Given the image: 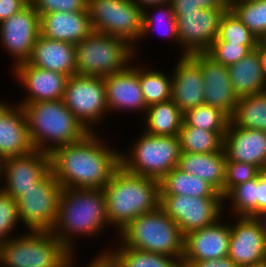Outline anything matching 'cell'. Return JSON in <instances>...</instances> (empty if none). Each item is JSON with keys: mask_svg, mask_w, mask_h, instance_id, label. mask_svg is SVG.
<instances>
[{"mask_svg": "<svg viewBox=\"0 0 266 267\" xmlns=\"http://www.w3.org/2000/svg\"><path fill=\"white\" fill-rule=\"evenodd\" d=\"M98 132L60 146L51 154V170L63 189H100L121 166V151Z\"/></svg>", "mask_w": 266, "mask_h": 267, "instance_id": "6da1fadb", "label": "cell"}, {"mask_svg": "<svg viewBox=\"0 0 266 267\" xmlns=\"http://www.w3.org/2000/svg\"><path fill=\"white\" fill-rule=\"evenodd\" d=\"M107 227L110 226L103 188L63 189L57 218L51 232L71 253H76L78 240L85 237L89 240V237L93 239L94 236L108 233L105 230Z\"/></svg>", "mask_w": 266, "mask_h": 267, "instance_id": "7a4b0ae2", "label": "cell"}, {"mask_svg": "<svg viewBox=\"0 0 266 267\" xmlns=\"http://www.w3.org/2000/svg\"><path fill=\"white\" fill-rule=\"evenodd\" d=\"M110 229L115 236L138 216L156 210L160 181L128 172L120 166L103 188Z\"/></svg>", "mask_w": 266, "mask_h": 267, "instance_id": "3957f363", "label": "cell"}, {"mask_svg": "<svg viewBox=\"0 0 266 267\" xmlns=\"http://www.w3.org/2000/svg\"><path fill=\"white\" fill-rule=\"evenodd\" d=\"M16 104L24 110L35 150L51 154L58 147L80 141L90 133L63 99Z\"/></svg>", "mask_w": 266, "mask_h": 267, "instance_id": "277c9868", "label": "cell"}, {"mask_svg": "<svg viewBox=\"0 0 266 267\" xmlns=\"http://www.w3.org/2000/svg\"><path fill=\"white\" fill-rule=\"evenodd\" d=\"M114 239L128 248L167 255L180 262L184 253L180 228L160 207L135 218Z\"/></svg>", "mask_w": 266, "mask_h": 267, "instance_id": "5b68a950", "label": "cell"}, {"mask_svg": "<svg viewBox=\"0 0 266 267\" xmlns=\"http://www.w3.org/2000/svg\"><path fill=\"white\" fill-rule=\"evenodd\" d=\"M75 56L76 74L95 77L121 72L140 60L128 41L95 31L75 45Z\"/></svg>", "mask_w": 266, "mask_h": 267, "instance_id": "8992f818", "label": "cell"}, {"mask_svg": "<svg viewBox=\"0 0 266 267\" xmlns=\"http://www.w3.org/2000/svg\"><path fill=\"white\" fill-rule=\"evenodd\" d=\"M128 148L126 152L121 150V166L158 181L178 166L181 154L178 135L158 136L143 130Z\"/></svg>", "mask_w": 266, "mask_h": 267, "instance_id": "52a82bcc", "label": "cell"}, {"mask_svg": "<svg viewBox=\"0 0 266 267\" xmlns=\"http://www.w3.org/2000/svg\"><path fill=\"white\" fill-rule=\"evenodd\" d=\"M70 251L49 231H25L0 244L1 267H58Z\"/></svg>", "mask_w": 266, "mask_h": 267, "instance_id": "ba28073f", "label": "cell"}, {"mask_svg": "<svg viewBox=\"0 0 266 267\" xmlns=\"http://www.w3.org/2000/svg\"><path fill=\"white\" fill-rule=\"evenodd\" d=\"M87 10L93 31L128 41L140 57L143 9L134 0H88Z\"/></svg>", "mask_w": 266, "mask_h": 267, "instance_id": "9c48e42d", "label": "cell"}, {"mask_svg": "<svg viewBox=\"0 0 266 267\" xmlns=\"http://www.w3.org/2000/svg\"><path fill=\"white\" fill-rule=\"evenodd\" d=\"M63 188L50 170L17 201L18 217L26 231L51 232L57 218Z\"/></svg>", "mask_w": 266, "mask_h": 267, "instance_id": "30bf717a", "label": "cell"}, {"mask_svg": "<svg viewBox=\"0 0 266 267\" xmlns=\"http://www.w3.org/2000/svg\"><path fill=\"white\" fill-rule=\"evenodd\" d=\"M63 101L89 132H98L109 115L104 77L70 76Z\"/></svg>", "mask_w": 266, "mask_h": 267, "instance_id": "8fae6325", "label": "cell"}, {"mask_svg": "<svg viewBox=\"0 0 266 267\" xmlns=\"http://www.w3.org/2000/svg\"><path fill=\"white\" fill-rule=\"evenodd\" d=\"M159 207L178 225L183 236L213 224L224 215L223 197L160 195Z\"/></svg>", "mask_w": 266, "mask_h": 267, "instance_id": "7c38bea8", "label": "cell"}, {"mask_svg": "<svg viewBox=\"0 0 266 267\" xmlns=\"http://www.w3.org/2000/svg\"><path fill=\"white\" fill-rule=\"evenodd\" d=\"M40 35V16L29 3L0 23V43L12 59V67L27 61Z\"/></svg>", "mask_w": 266, "mask_h": 267, "instance_id": "4fadbf2b", "label": "cell"}, {"mask_svg": "<svg viewBox=\"0 0 266 267\" xmlns=\"http://www.w3.org/2000/svg\"><path fill=\"white\" fill-rule=\"evenodd\" d=\"M227 9H198L176 17L181 56L206 53L218 36L220 21Z\"/></svg>", "mask_w": 266, "mask_h": 267, "instance_id": "5bb4252c", "label": "cell"}, {"mask_svg": "<svg viewBox=\"0 0 266 267\" xmlns=\"http://www.w3.org/2000/svg\"><path fill=\"white\" fill-rule=\"evenodd\" d=\"M232 218V219H230ZM228 256L238 267L266 263V244L260 225L254 217L231 216Z\"/></svg>", "mask_w": 266, "mask_h": 267, "instance_id": "9a60e30c", "label": "cell"}, {"mask_svg": "<svg viewBox=\"0 0 266 267\" xmlns=\"http://www.w3.org/2000/svg\"><path fill=\"white\" fill-rule=\"evenodd\" d=\"M51 170L50 154L33 150L28 154L4 159L1 189L17 200Z\"/></svg>", "mask_w": 266, "mask_h": 267, "instance_id": "2e32d148", "label": "cell"}, {"mask_svg": "<svg viewBox=\"0 0 266 267\" xmlns=\"http://www.w3.org/2000/svg\"><path fill=\"white\" fill-rule=\"evenodd\" d=\"M10 74L17 80L22 90H27L26 96L18 103H33L40 101L61 100L64 97L65 87L68 76L46 69L37 68L27 61L19 63L14 67Z\"/></svg>", "mask_w": 266, "mask_h": 267, "instance_id": "e0dca14e", "label": "cell"}, {"mask_svg": "<svg viewBox=\"0 0 266 267\" xmlns=\"http://www.w3.org/2000/svg\"><path fill=\"white\" fill-rule=\"evenodd\" d=\"M117 73L104 77L109 115L134 112L144 116L147 105L138 79V63ZM134 64V65H133ZM140 113V114H139Z\"/></svg>", "mask_w": 266, "mask_h": 267, "instance_id": "ac0fdd59", "label": "cell"}, {"mask_svg": "<svg viewBox=\"0 0 266 267\" xmlns=\"http://www.w3.org/2000/svg\"><path fill=\"white\" fill-rule=\"evenodd\" d=\"M200 66L204 80V104L220 109L230 119L239 98L232 88L228 67L214 61L206 53L190 55Z\"/></svg>", "mask_w": 266, "mask_h": 267, "instance_id": "d6986e66", "label": "cell"}, {"mask_svg": "<svg viewBox=\"0 0 266 267\" xmlns=\"http://www.w3.org/2000/svg\"><path fill=\"white\" fill-rule=\"evenodd\" d=\"M224 215L213 224L184 236V253L181 261L212 260L228 256L230 221ZM226 221V222H225Z\"/></svg>", "mask_w": 266, "mask_h": 267, "instance_id": "ffe728a7", "label": "cell"}, {"mask_svg": "<svg viewBox=\"0 0 266 267\" xmlns=\"http://www.w3.org/2000/svg\"><path fill=\"white\" fill-rule=\"evenodd\" d=\"M172 72L171 100L184 114L204 104V80L201 66L190 56H180Z\"/></svg>", "mask_w": 266, "mask_h": 267, "instance_id": "44dd1931", "label": "cell"}, {"mask_svg": "<svg viewBox=\"0 0 266 267\" xmlns=\"http://www.w3.org/2000/svg\"><path fill=\"white\" fill-rule=\"evenodd\" d=\"M224 150L230 161L250 163L266 171V131L242 128L230 120Z\"/></svg>", "mask_w": 266, "mask_h": 267, "instance_id": "7402d4cb", "label": "cell"}, {"mask_svg": "<svg viewBox=\"0 0 266 267\" xmlns=\"http://www.w3.org/2000/svg\"><path fill=\"white\" fill-rule=\"evenodd\" d=\"M33 150L23 108L8 103L0 111V158L22 156Z\"/></svg>", "mask_w": 266, "mask_h": 267, "instance_id": "603a6c76", "label": "cell"}, {"mask_svg": "<svg viewBox=\"0 0 266 267\" xmlns=\"http://www.w3.org/2000/svg\"><path fill=\"white\" fill-rule=\"evenodd\" d=\"M93 32L88 11H55L40 16V35L76 45Z\"/></svg>", "mask_w": 266, "mask_h": 267, "instance_id": "cb8c5ba5", "label": "cell"}, {"mask_svg": "<svg viewBox=\"0 0 266 267\" xmlns=\"http://www.w3.org/2000/svg\"><path fill=\"white\" fill-rule=\"evenodd\" d=\"M27 62L70 77L76 74L75 45L39 35Z\"/></svg>", "mask_w": 266, "mask_h": 267, "instance_id": "d4e9b609", "label": "cell"}, {"mask_svg": "<svg viewBox=\"0 0 266 267\" xmlns=\"http://www.w3.org/2000/svg\"><path fill=\"white\" fill-rule=\"evenodd\" d=\"M226 159L225 150L216 153L181 152L177 167L207 181L224 196Z\"/></svg>", "mask_w": 266, "mask_h": 267, "instance_id": "484cf974", "label": "cell"}, {"mask_svg": "<svg viewBox=\"0 0 266 267\" xmlns=\"http://www.w3.org/2000/svg\"><path fill=\"white\" fill-rule=\"evenodd\" d=\"M232 88L238 98L266 91L259 52L255 48L237 63L228 67Z\"/></svg>", "mask_w": 266, "mask_h": 267, "instance_id": "4316f807", "label": "cell"}, {"mask_svg": "<svg viewBox=\"0 0 266 267\" xmlns=\"http://www.w3.org/2000/svg\"><path fill=\"white\" fill-rule=\"evenodd\" d=\"M184 114L170 99L147 107L141 119L143 131L158 136H177L183 123Z\"/></svg>", "mask_w": 266, "mask_h": 267, "instance_id": "83f0119b", "label": "cell"}, {"mask_svg": "<svg viewBox=\"0 0 266 267\" xmlns=\"http://www.w3.org/2000/svg\"><path fill=\"white\" fill-rule=\"evenodd\" d=\"M155 9V10H154ZM152 10V11H150ZM143 21H142V34L140 40L138 42L142 44L141 41L144 38H152L153 34H159L160 37L168 38L166 39L169 42L176 44L179 46L180 56V41L177 34V26H176V17L174 15V11L172 9L171 4L163 3L156 5H149L143 8ZM149 36V37H148ZM178 44V45H177Z\"/></svg>", "mask_w": 266, "mask_h": 267, "instance_id": "f1b7e54d", "label": "cell"}, {"mask_svg": "<svg viewBox=\"0 0 266 267\" xmlns=\"http://www.w3.org/2000/svg\"><path fill=\"white\" fill-rule=\"evenodd\" d=\"M160 195L223 197L207 181L184 172L178 167L172 169L160 180Z\"/></svg>", "mask_w": 266, "mask_h": 267, "instance_id": "f546056e", "label": "cell"}, {"mask_svg": "<svg viewBox=\"0 0 266 267\" xmlns=\"http://www.w3.org/2000/svg\"><path fill=\"white\" fill-rule=\"evenodd\" d=\"M112 243H116V247L108 244L110 248L105 246L98 252H109L118 267H181V262L174 257L128 248L119 240Z\"/></svg>", "mask_w": 266, "mask_h": 267, "instance_id": "4dcf8cb0", "label": "cell"}, {"mask_svg": "<svg viewBox=\"0 0 266 267\" xmlns=\"http://www.w3.org/2000/svg\"><path fill=\"white\" fill-rule=\"evenodd\" d=\"M226 131H208L189 126L184 120L178 137L181 152L185 153H216L224 150Z\"/></svg>", "mask_w": 266, "mask_h": 267, "instance_id": "1f68e13d", "label": "cell"}, {"mask_svg": "<svg viewBox=\"0 0 266 267\" xmlns=\"http://www.w3.org/2000/svg\"><path fill=\"white\" fill-rule=\"evenodd\" d=\"M138 64V79L147 106L171 99L172 75L161 69Z\"/></svg>", "mask_w": 266, "mask_h": 267, "instance_id": "d6a6232c", "label": "cell"}, {"mask_svg": "<svg viewBox=\"0 0 266 267\" xmlns=\"http://www.w3.org/2000/svg\"><path fill=\"white\" fill-rule=\"evenodd\" d=\"M257 193L258 176L232 187L223 196L224 214L230 211V214H227L229 216L254 217L257 214Z\"/></svg>", "mask_w": 266, "mask_h": 267, "instance_id": "836d02e7", "label": "cell"}, {"mask_svg": "<svg viewBox=\"0 0 266 267\" xmlns=\"http://www.w3.org/2000/svg\"><path fill=\"white\" fill-rule=\"evenodd\" d=\"M231 121L242 128L266 131V91L239 98Z\"/></svg>", "mask_w": 266, "mask_h": 267, "instance_id": "e575fe53", "label": "cell"}, {"mask_svg": "<svg viewBox=\"0 0 266 267\" xmlns=\"http://www.w3.org/2000/svg\"><path fill=\"white\" fill-rule=\"evenodd\" d=\"M259 40H266V0L234 2L228 7Z\"/></svg>", "mask_w": 266, "mask_h": 267, "instance_id": "d590c367", "label": "cell"}, {"mask_svg": "<svg viewBox=\"0 0 266 267\" xmlns=\"http://www.w3.org/2000/svg\"><path fill=\"white\" fill-rule=\"evenodd\" d=\"M215 40L243 45L250 51L257 48L259 43V40L229 8L221 18L218 36Z\"/></svg>", "mask_w": 266, "mask_h": 267, "instance_id": "8d00e7d4", "label": "cell"}, {"mask_svg": "<svg viewBox=\"0 0 266 267\" xmlns=\"http://www.w3.org/2000/svg\"><path fill=\"white\" fill-rule=\"evenodd\" d=\"M183 120L208 131H227L231 119L220 109L203 104L184 113Z\"/></svg>", "mask_w": 266, "mask_h": 267, "instance_id": "74e56055", "label": "cell"}, {"mask_svg": "<svg viewBox=\"0 0 266 267\" xmlns=\"http://www.w3.org/2000/svg\"><path fill=\"white\" fill-rule=\"evenodd\" d=\"M19 225L17 201L0 189V242L20 235L21 233H14Z\"/></svg>", "mask_w": 266, "mask_h": 267, "instance_id": "f35d334b", "label": "cell"}, {"mask_svg": "<svg viewBox=\"0 0 266 267\" xmlns=\"http://www.w3.org/2000/svg\"><path fill=\"white\" fill-rule=\"evenodd\" d=\"M249 52L250 50L246 46L214 40L206 54L214 61L229 67L240 61Z\"/></svg>", "mask_w": 266, "mask_h": 267, "instance_id": "ab89813d", "label": "cell"}, {"mask_svg": "<svg viewBox=\"0 0 266 267\" xmlns=\"http://www.w3.org/2000/svg\"><path fill=\"white\" fill-rule=\"evenodd\" d=\"M262 171L250 163L230 161L225 162L224 195L234 186L256 178Z\"/></svg>", "mask_w": 266, "mask_h": 267, "instance_id": "60d3db41", "label": "cell"}, {"mask_svg": "<svg viewBox=\"0 0 266 267\" xmlns=\"http://www.w3.org/2000/svg\"><path fill=\"white\" fill-rule=\"evenodd\" d=\"M39 16L55 11H88V0H30Z\"/></svg>", "mask_w": 266, "mask_h": 267, "instance_id": "b9f144b4", "label": "cell"}, {"mask_svg": "<svg viewBox=\"0 0 266 267\" xmlns=\"http://www.w3.org/2000/svg\"><path fill=\"white\" fill-rule=\"evenodd\" d=\"M175 16L198 12V9H228L222 0H170Z\"/></svg>", "mask_w": 266, "mask_h": 267, "instance_id": "7bdbcfd3", "label": "cell"}, {"mask_svg": "<svg viewBox=\"0 0 266 267\" xmlns=\"http://www.w3.org/2000/svg\"><path fill=\"white\" fill-rule=\"evenodd\" d=\"M94 257L93 259H90V262L85 264L87 265L85 267H118L116 260L111 256L109 252H98ZM76 260L78 261V258L76 259V253H70L69 267H80L78 264L79 262H75Z\"/></svg>", "mask_w": 266, "mask_h": 267, "instance_id": "ee69618b", "label": "cell"}, {"mask_svg": "<svg viewBox=\"0 0 266 267\" xmlns=\"http://www.w3.org/2000/svg\"><path fill=\"white\" fill-rule=\"evenodd\" d=\"M30 0H0V23L21 11Z\"/></svg>", "mask_w": 266, "mask_h": 267, "instance_id": "f6af8a7d", "label": "cell"}, {"mask_svg": "<svg viewBox=\"0 0 266 267\" xmlns=\"http://www.w3.org/2000/svg\"><path fill=\"white\" fill-rule=\"evenodd\" d=\"M181 267H238L229 257L202 261H181Z\"/></svg>", "mask_w": 266, "mask_h": 267, "instance_id": "bcb514c9", "label": "cell"}, {"mask_svg": "<svg viewBox=\"0 0 266 267\" xmlns=\"http://www.w3.org/2000/svg\"><path fill=\"white\" fill-rule=\"evenodd\" d=\"M266 210V171L258 175L257 213Z\"/></svg>", "mask_w": 266, "mask_h": 267, "instance_id": "7dc6e473", "label": "cell"}, {"mask_svg": "<svg viewBox=\"0 0 266 267\" xmlns=\"http://www.w3.org/2000/svg\"><path fill=\"white\" fill-rule=\"evenodd\" d=\"M256 49L259 52L261 68H262L264 79L266 81V40L259 41Z\"/></svg>", "mask_w": 266, "mask_h": 267, "instance_id": "c3c4849f", "label": "cell"}, {"mask_svg": "<svg viewBox=\"0 0 266 267\" xmlns=\"http://www.w3.org/2000/svg\"><path fill=\"white\" fill-rule=\"evenodd\" d=\"M254 218L258 221L266 244V210L258 212Z\"/></svg>", "mask_w": 266, "mask_h": 267, "instance_id": "681fc988", "label": "cell"}, {"mask_svg": "<svg viewBox=\"0 0 266 267\" xmlns=\"http://www.w3.org/2000/svg\"><path fill=\"white\" fill-rule=\"evenodd\" d=\"M142 9L149 5L168 3L170 0H134Z\"/></svg>", "mask_w": 266, "mask_h": 267, "instance_id": "f907efd6", "label": "cell"}, {"mask_svg": "<svg viewBox=\"0 0 266 267\" xmlns=\"http://www.w3.org/2000/svg\"><path fill=\"white\" fill-rule=\"evenodd\" d=\"M3 166H4V159H0V189H1V182H3Z\"/></svg>", "mask_w": 266, "mask_h": 267, "instance_id": "816d5d0a", "label": "cell"}, {"mask_svg": "<svg viewBox=\"0 0 266 267\" xmlns=\"http://www.w3.org/2000/svg\"><path fill=\"white\" fill-rule=\"evenodd\" d=\"M58 267H69V256Z\"/></svg>", "mask_w": 266, "mask_h": 267, "instance_id": "f5cc1de1", "label": "cell"}, {"mask_svg": "<svg viewBox=\"0 0 266 267\" xmlns=\"http://www.w3.org/2000/svg\"><path fill=\"white\" fill-rule=\"evenodd\" d=\"M222 2L228 7L235 2V0H222Z\"/></svg>", "mask_w": 266, "mask_h": 267, "instance_id": "db71d44e", "label": "cell"}, {"mask_svg": "<svg viewBox=\"0 0 266 267\" xmlns=\"http://www.w3.org/2000/svg\"><path fill=\"white\" fill-rule=\"evenodd\" d=\"M4 99L0 100V111L8 104L7 101H3Z\"/></svg>", "mask_w": 266, "mask_h": 267, "instance_id": "11a10c76", "label": "cell"}, {"mask_svg": "<svg viewBox=\"0 0 266 267\" xmlns=\"http://www.w3.org/2000/svg\"><path fill=\"white\" fill-rule=\"evenodd\" d=\"M250 267H266V263L261 264V265H257V266H250Z\"/></svg>", "mask_w": 266, "mask_h": 267, "instance_id": "9f6ffc18", "label": "cell"}, {"mask_svg": "<svg viewBox=\"0 0 266 267\" xmlns=\"http://www.w3.org/2000/svg\"><path fill=\"white\" fill-rule=\"evenodd\" d=\"M244 1H257V0H235V2H244Z\"/></svg>", "mask_w": 266, "mask_h": 267, "instance_id": "6f0895ef", "label": "cell"}]
</instances>
